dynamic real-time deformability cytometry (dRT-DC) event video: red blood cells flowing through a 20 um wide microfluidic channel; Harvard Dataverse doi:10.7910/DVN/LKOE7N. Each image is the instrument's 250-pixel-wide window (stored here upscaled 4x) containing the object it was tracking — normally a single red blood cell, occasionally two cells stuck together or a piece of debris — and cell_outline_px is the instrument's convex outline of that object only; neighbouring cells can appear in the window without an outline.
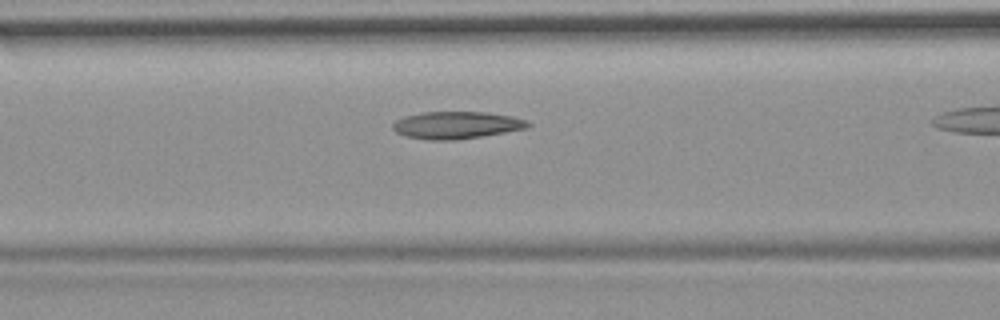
{"species": "common noctule bat (a hibernating species)", "species_latin": "Nyctalus noctula", "temperature_condition": "room temperature", "stored_images_in_passage": 31, "camera_frame_rate_fps": 3000, "um_per_image_px": 0.085, "animal": {"sex": "female", "body_mass_g": 19.9}, "frame": {"image": 1, "passage_image": 10, "time_ms": 3.0, "image_size_px": [1000, 320], "cell_outline_px": [[532, 124], [524, 128], [504, 132], [456, 140], [428, 140], [404, 136], [396, 132], [392, 128], [392, 124], [396, 120], [404, 116], [424, 112], [488, 112], [512, 116], [528, 120]], "centroid_in_image_um": [38.77, 10.63], "position_along_channel_um": 127.8, "area_um2": 21.44}}